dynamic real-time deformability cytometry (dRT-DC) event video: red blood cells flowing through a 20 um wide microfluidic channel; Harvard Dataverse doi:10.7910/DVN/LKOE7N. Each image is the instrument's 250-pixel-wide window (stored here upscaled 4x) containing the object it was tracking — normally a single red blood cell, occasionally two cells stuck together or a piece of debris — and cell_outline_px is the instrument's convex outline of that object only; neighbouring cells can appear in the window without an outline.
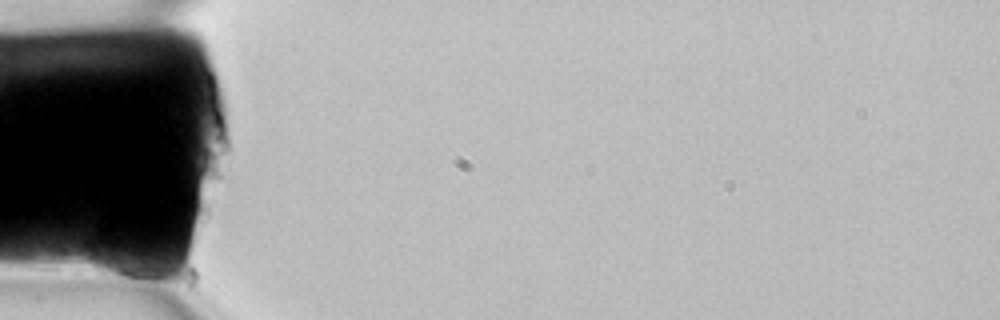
{"species": "common noctule bat (a hibernating species)", "species_latin": "Nyctalus noctula", "temperature_condition": "room temperature", "stored_images_in_passage": 4, "camera_frame_rate_fps": 3000, "um_per_image_px": 0.085, "animal": {"sex": "female", "body_mass_g": 22.7, "forearm_length_mm": 54.2}, "frame": {"image": 1, "passage_image": 1, "time_ms": 0.0, "image_size_px": [1000, 320], "cell_outline_px": [[160, 272], [156, 288], [92, 272], [88, 264], [88, 256], [92, 244], [100, 228], [140, 256]], "centroid_in_image_um": [10.21, 22.24], "position_along_channel_um": 74.8, "area_um2": 16.36}}